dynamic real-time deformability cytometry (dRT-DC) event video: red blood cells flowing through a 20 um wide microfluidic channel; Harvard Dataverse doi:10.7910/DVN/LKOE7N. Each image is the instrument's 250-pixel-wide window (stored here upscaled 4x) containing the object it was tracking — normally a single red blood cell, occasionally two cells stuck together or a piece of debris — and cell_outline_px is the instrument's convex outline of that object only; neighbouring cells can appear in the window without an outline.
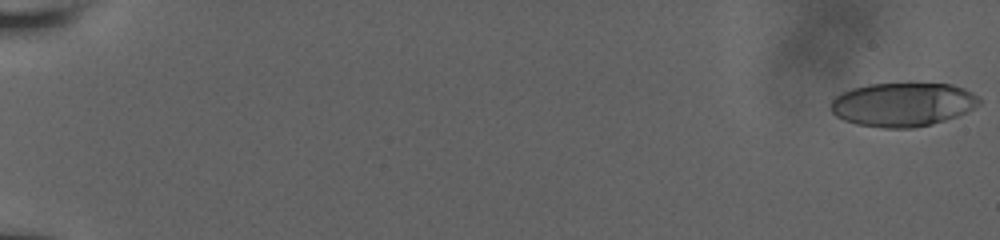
{"species": "human", "species_latin": "Homo sapiens", "temperature_condition": "room temperature", "stored_images_in_passage": 28, "camera_frame_rate_fps": 3000, "um_per_image_px": 0.085, "donor": {"sex": "male"}, "frame": {"image": 1, "passage_image": 1, "time_ms": 0.0, "image_size_px": [1000, 240], "cell_outline_px": [[980, 104], [956, 116], [932, 124], [912, 128], [880, 128], [856, 124], [844, 120], [836, 116], [832, 112], [832, 100], [840, 92], [852, 88], [868, 84], [912, 80], [952, 84], [964, 88], [980, 96]], "centroid_in_image_um": [76.75, 8.82], "position_along_channel_um": 8.3, "area_um2": 39.07}}
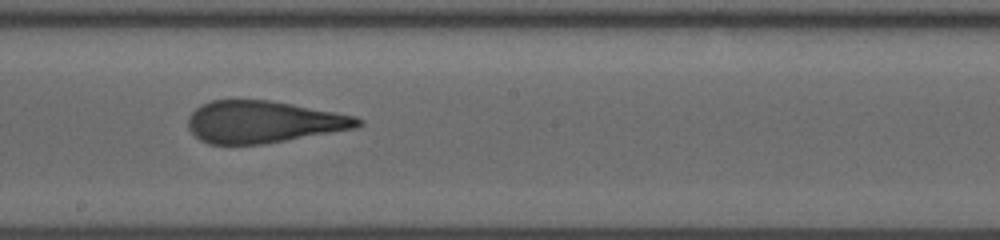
{"frame": {"image": 2, "passage_image": 15, "time_ms": 11.333, "image_size_px": [1000, 240], "cell_outline_px": [[364, 124], [356, 128], [264, 144], [208, 144], [200, 140], [188, 128], [188, 116], [200, 104], [212, 100], [268, 100], [336, 112], [356, 116], [364, 120]], "centroid_in_image_um": [22.39, 10.36], "position_along_channel_um": 225.8, "area_um2": 41.56}}
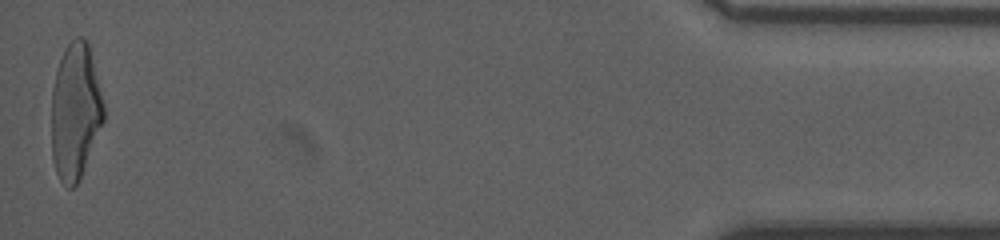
{"frame": {"image": 3, "passage_image": 28, "time_ms": 18.667, "image_size_px": [1000, 240], "cell_outline_px": [[104, 120], [80, 180], [72, 188], [68, 188], [60, 180], [56, 172], [52, 160], [52, 88], [56, 72], [64, 48], [76, 36], [80, 36], [88, 44], [104, 104]], "centroid_in_image_um": [6.39, 9.51], "position_along_channel_um": 428.8, "area_um2": 41.27}, "authors_computed_cell_mechanics": {"area_um2": 41.4715, "velocity_mm_per_s": 3.8692, "shape_relaxation_time_tau1_ms": 9.1591, "shape_relaxation_time_tau2_ms": 0.916, "deformation_change_tau1": 0.307, "deformation_change_tau2": 0.098}}